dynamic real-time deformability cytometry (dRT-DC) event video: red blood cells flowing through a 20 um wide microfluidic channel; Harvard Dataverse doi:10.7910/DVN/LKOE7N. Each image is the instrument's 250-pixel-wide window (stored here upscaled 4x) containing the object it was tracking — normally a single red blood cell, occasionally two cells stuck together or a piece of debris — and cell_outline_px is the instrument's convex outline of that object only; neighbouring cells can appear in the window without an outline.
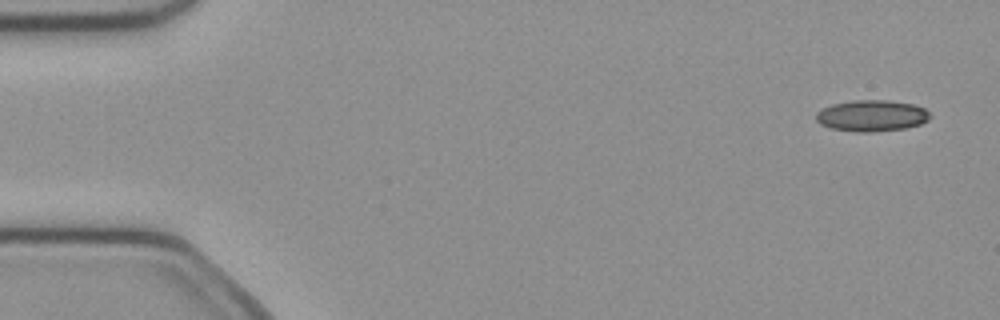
{"species": "common noctule bat (a hibernating species)", "species_latin": "Nyctalus noctula", "temperature_condition": "cold", "stored_images_in_passage": 49, "camera_frame_rate_fps": 3000, "um_per_image_px": 0.085, "animal": {"sex": "female", "body_mass_g": 21.9}, "frame": {"image": 1, "passage_image": 1, "time_ms": 0.0, "image_size_px": [1000, 320], "cell_outline_px": [[932, 116], [928, 120], [920, 124], [904, 128], [868, 132], [856, 132], [832, 128], [820, 124], [816, 120], [816, 112], [832, 104], [852, 100], [888, 100], [912, 104], [924, 108]], "centroid_in_image_um": [74.09, 9.83], "position_along_channel_um": 10.9, "area_um2": 20.69}}
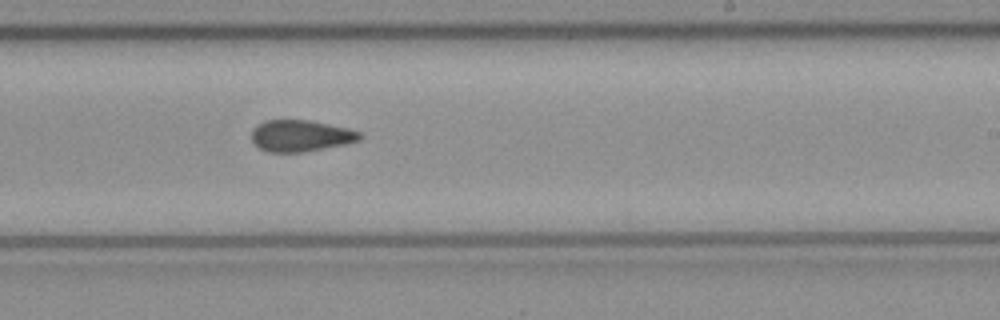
{"frame": {"image": 2, "passage_image": 29, "time_ms": 9.333, "image_size_px": [1000, 320], "cell_outline_px": [[364, 136], [360, 140], [344, 144], [304, 152], [268, 152], [260, 148], [252, 140], [252, 128], [256, 124], [264, 120], [308, 120], [348, 128], [360, 132]], "centroid_in_image_um": [25.55, 11.53], "position_along_channel_um": 263.5, "area_um2": 19.88}}
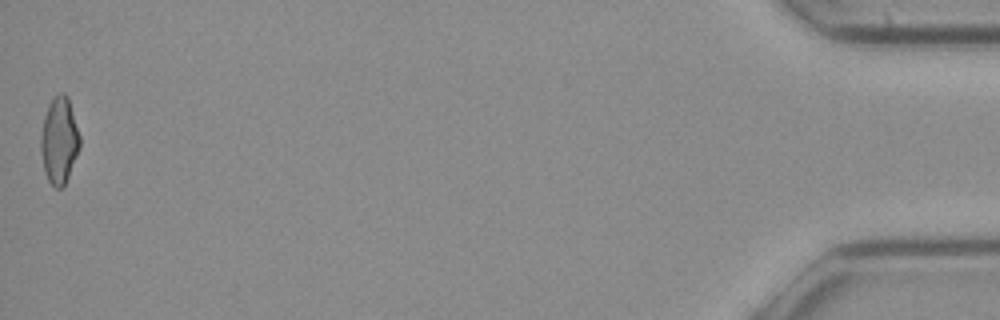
{"frame": {"image": 3, "passage_image": 49, "time_ms": 16.0, "image_size_px": [1000, 320], "cell_outline_px": [[80, 148], [68, 176], [64, 184], [60, 188], [56, 188], [48, 180], [44, 172], [40, 148], [40, 140], [44, 116], [48, 104], [60, 92], [64, 92], [68, 96], [80, 136]], "centroid_in_image_um": [5.03, 11.92], "position_along_channel_um": 430.2, "area_um2": 19.59}, "authors_computed_cell_mechanics": {"area_um2": 20.3456, "velocity_mm_per_s": 4.0391, "shape_relaxation_time_tau1_ms": null, "shape_relaxation_time_tau2_ms": 3.5006, "deformation_change_tau1": null, "deformation_change_tau2": 0.11}}